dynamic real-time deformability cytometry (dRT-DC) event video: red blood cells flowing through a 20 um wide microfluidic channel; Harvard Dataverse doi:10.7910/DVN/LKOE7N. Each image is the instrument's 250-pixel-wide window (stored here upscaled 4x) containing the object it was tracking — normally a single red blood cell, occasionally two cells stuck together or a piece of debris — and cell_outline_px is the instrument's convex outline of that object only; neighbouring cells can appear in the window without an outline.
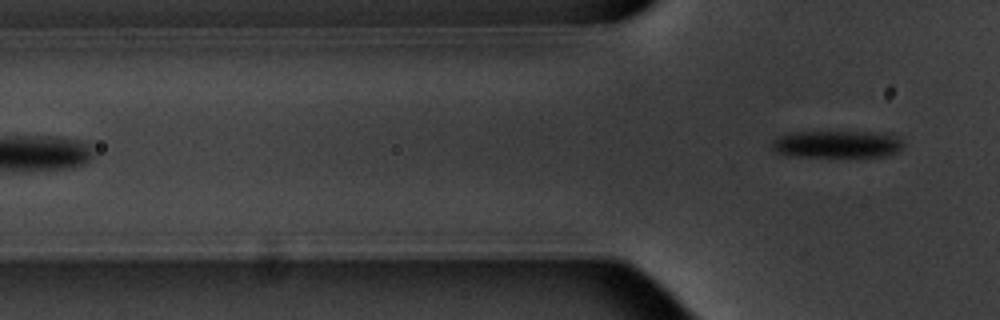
{"species": "common noctule bat (a hibernating species)", "species_latin": "Nyctalus noctula", "temperature_condition": "warm", "stored_images_in_passage": 6, "camera_frame_rate_fps": 3000, "um_per_image_px": 0.085, "animal": {"sex": "male", "body_mass_g": 20.1, "forearm_length_mm": 53.5}, "frame": {"image": 1, "passage_image": 6, "time_ms": 6.0, "image_size_px": [1000, 320], "cell_outline_px": [[904, 144], [896, 152], [884, 156], [784, 156], [776, 152], [772, 148], [772, 140], [776, 136], [788, 132], [892, 132]], "centroid_in_image_um": [71.1, 12.24], "position_along_channel_um": 54.7, "area_um2": 21.1}}